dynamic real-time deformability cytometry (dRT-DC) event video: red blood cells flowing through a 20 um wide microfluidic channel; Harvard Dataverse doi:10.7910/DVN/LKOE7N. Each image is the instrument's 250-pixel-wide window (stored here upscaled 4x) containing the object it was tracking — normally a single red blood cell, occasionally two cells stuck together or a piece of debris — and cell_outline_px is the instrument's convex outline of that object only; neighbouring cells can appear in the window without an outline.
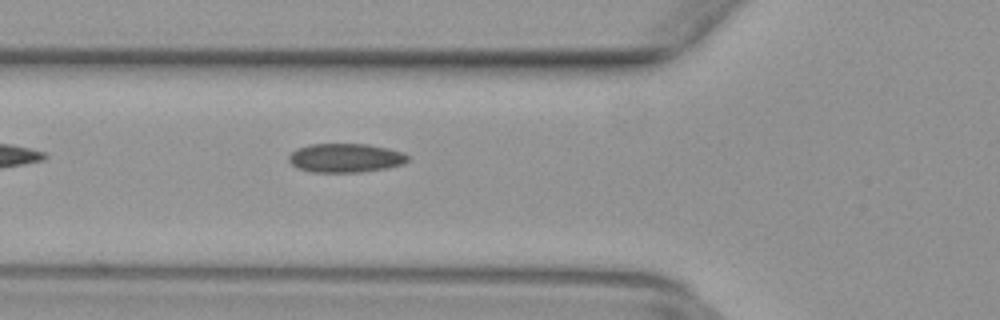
{"species": "common noctule bat (a hibernating species)", "species_latin": "Nyctalus noctula", "temperature_condition": "warm", "stored_images_in_passage": 32, "camera_frame_rate_fps": 3000, "um_per_image_px": 0.085, "animal": {"sex": "female", "body_mass_g": 29.2, "forearm_length_mm": 56.3}, "frame": {"image": 1, "passage_image": 4, "time_ms": 1.0, "image_size_px": [1000, 320], "cell_outline_px": [[408, 160], [404, 164], [388, 168], [360, 172], [312, 172], [296, 168], [288, 160], [288, 156], [296, 148], [308, 144], [368, 144], [388, 148], [404, 152], [408, 156]], "centroid_in_image_um": [29.36, 13.42], "position_along_channel_um": 96.4, "area_um2": 20.29}}
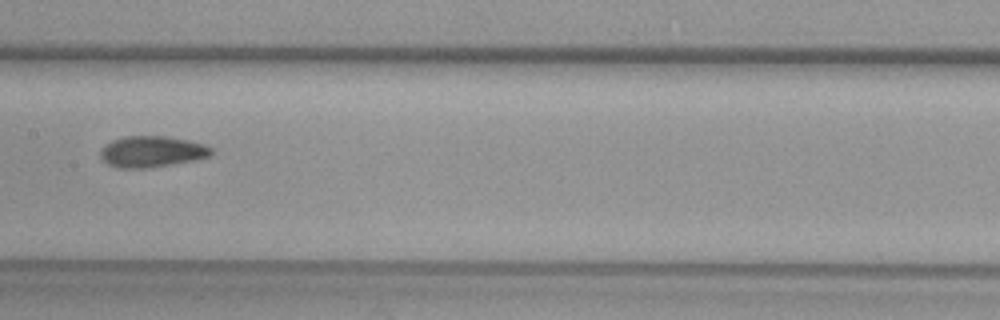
{"frame": {"image": 2, "passage_image": 11, "time_ms": 3.333, "image_size_px": [1000, 320], "cell_outline_px": [[212, 152], [208, 156], [196, 160], [148, 168], [120, 168], [108, 164], [100, 156], [100, 152], [112, 140], [124, 136], [164, 136], [188, 140], [204, 144], [212, 148]], "centroid_in_image_um": [12.92, 12.89], "position_along_channel_um": 194.5, "area_um2": 19.94}}
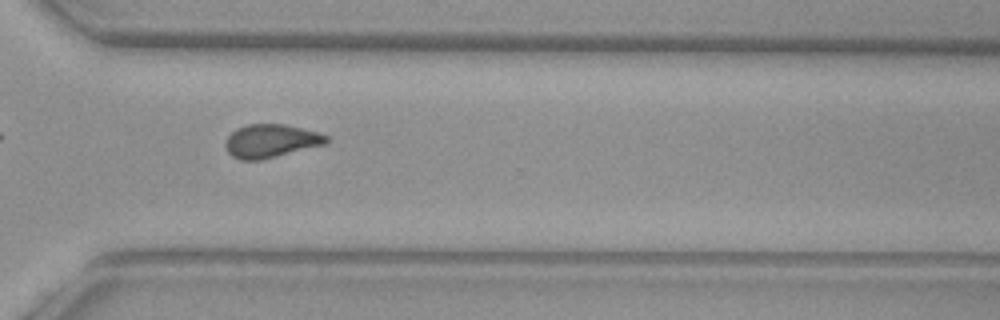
{"frame": {"image": 3, "passage_image": 22, "time_ms": 7.0, "image_size_px": [1000, 320], "cell_outline_px": [[332, 140], [328, 144], [260, 160], [240, 160], [232, 156], [228, 152], [224, 144], [228, 136], [236, 128], [248, 124], [284, 124], [316, 132], [328, 136]], "centroid_in_image_um": [23.05, 11.99], "position_along_channel_um": 347.6, "area_um2": 19.71}}